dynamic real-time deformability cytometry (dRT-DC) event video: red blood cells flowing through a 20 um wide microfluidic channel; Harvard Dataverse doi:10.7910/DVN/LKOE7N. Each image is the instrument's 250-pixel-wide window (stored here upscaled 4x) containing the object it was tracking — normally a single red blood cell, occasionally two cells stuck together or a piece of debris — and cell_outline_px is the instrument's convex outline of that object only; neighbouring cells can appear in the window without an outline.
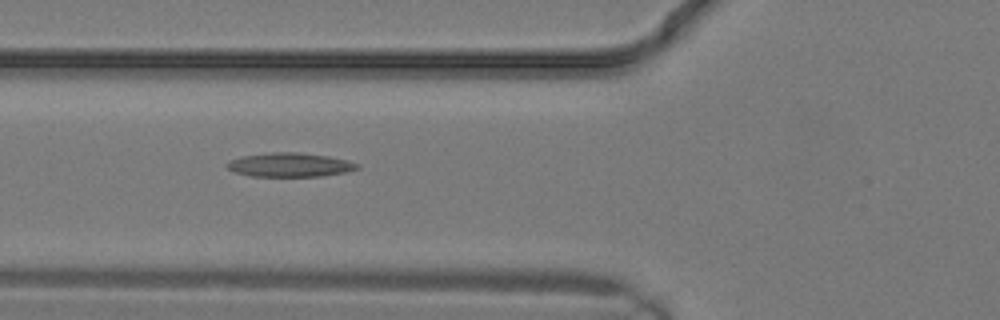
{"species": "common noctule bat (a hibernating species)", "species_latin": "Nyctalus noctula", "temperature_condition": "warm", "stored_images_in_passage": 8, "camera_frame_rate_fps": 3000, "um_per_image_px": 0.085, "animal": {"sex": "male", "body_mass_g": 19.2, "forearm_length_mm": 51.8}, "frame": {"image": 1, "passage_image": 5, "time_ms": 1.333, "image_size_px": [1000, 320], "cell_outline_px": [[360, 168], [348, 172], [320, 176], [248, 176], [236, 172], [228, 168], [224, 164], [228, 160], [244, 156], [272, 152], [296, 152], [328, 156], [348, 160], [360, 164]], "centroid_in_image_um": [24.66, 14.01], "position_along_channel_um": 101.1, "area_um2": 18.26}}
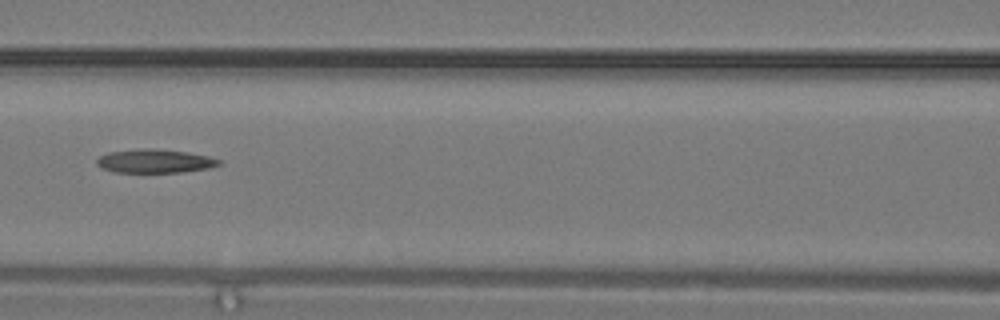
{"frame": {"image": 2, "passage_image": 7, "time_ms": 2.0, "image_size_px": [1000, 320], "cell_outline_px": [[220, 164], [208, 168], [180, 172], [112, 172], [100, 168], [96, 164], [96, 160], [100, 156], [108, 152], [144, 148], [152, 148], [184, 152], [208, 156], [220, 160]], "centroid_in_image_um": [13.09, 13.69], "position_along_channel_um": 153.5, "area_um2": 16.7}}